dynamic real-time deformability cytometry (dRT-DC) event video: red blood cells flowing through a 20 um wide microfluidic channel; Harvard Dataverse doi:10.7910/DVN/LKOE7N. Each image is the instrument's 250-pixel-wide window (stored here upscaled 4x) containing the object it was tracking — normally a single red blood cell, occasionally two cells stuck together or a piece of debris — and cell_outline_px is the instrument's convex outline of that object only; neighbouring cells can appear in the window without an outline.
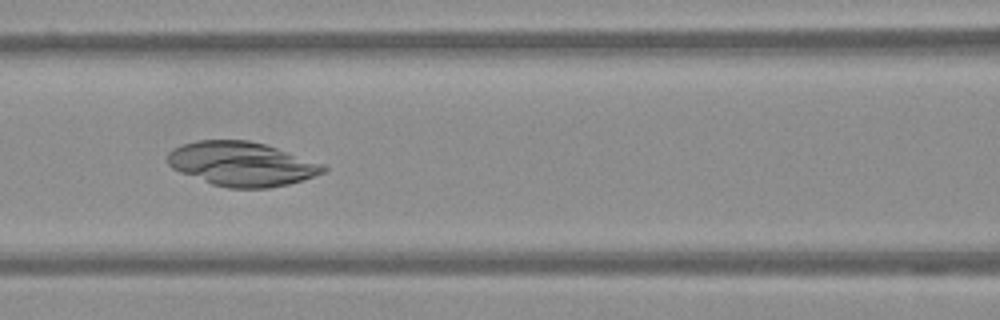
{"species": "Egyptian fruit bat (a non-hibernating species)", "species_latin": "Rousettus aegyptiacus", "temperature_condition": "warm", "stored_images_in_passage": 56, "camera_frame_rate_fps": 3000, "um_per_image_px": 0.085, "frame": {"image": 1, "passage_image": 25, "time_ms": 8.0, "image_size_px": [1000, 320], "cell_outline_px": [[328, 168], [324, 172], [304, 180], [288, 184], [268, 188], [228, 188], [212, 184], [180, 172], [172, 168], [168, 164], [168, 152], [172, 148], [196, 140], [248, 140], [264, 144], [324, 164]], "centroid_in_image_um": [20.54, 13.94], "position_along_channel_um": 146.1, "area_um2": 40.0}}
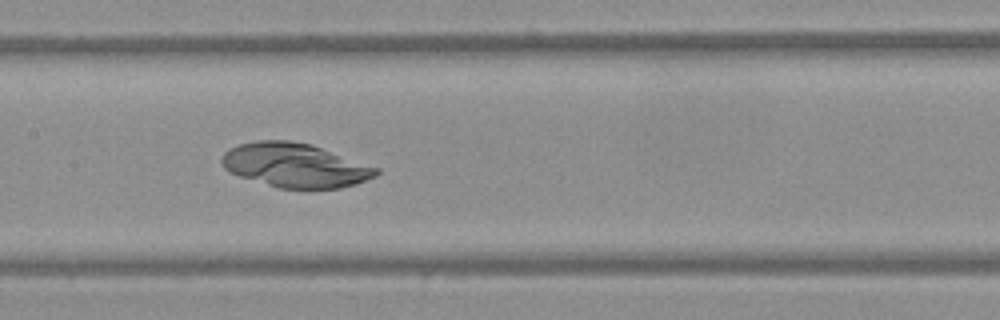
{"frame": {"image": 2, "passage_image": 28, "time_ms": 9.0, "image_size_px": [1000, 320], "cell_outline_px": [[380, 172], [376, 176], [356, 184], [340, 188], [276, 188], [240, 176], [224, 168], [220, 160], [224, 152], [228, 148], [240, 144], [256, 140], [288, 140], [312, 144], [380, 168]], "centroid_in_image_um": [25.09, 14.04], "position_along_channel_um": 182.3, "area_um2": 39.88}}
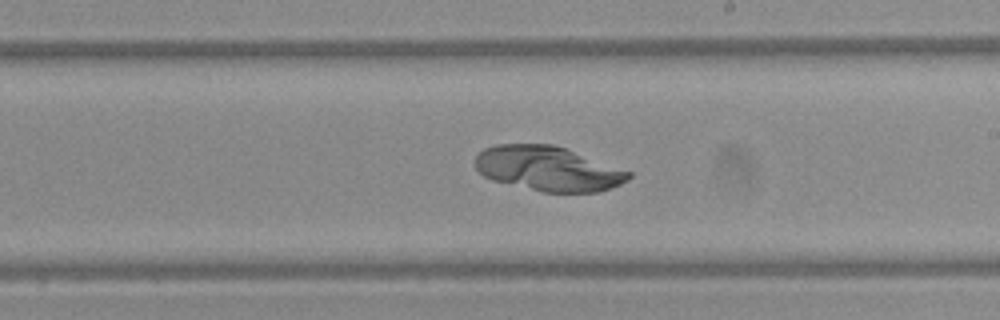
{"frame": {"image": 3, "passage_image": 33, "time_ms": 10.667, "image_size_px": [1000, 320], "cell_outline_px": [[632, 176], [628, 180], [620, 184], [596, 192], [544, 192], [492, 180], [484, 176], [476, 168], [476, 156], [484, 148], [496, 144], [552, 144], [564, 148], [632, 172]], "centroid_in_image_um": [46.58, 14.33], "position_along_channel_um": 242.4, "area_um2": 39.54}}